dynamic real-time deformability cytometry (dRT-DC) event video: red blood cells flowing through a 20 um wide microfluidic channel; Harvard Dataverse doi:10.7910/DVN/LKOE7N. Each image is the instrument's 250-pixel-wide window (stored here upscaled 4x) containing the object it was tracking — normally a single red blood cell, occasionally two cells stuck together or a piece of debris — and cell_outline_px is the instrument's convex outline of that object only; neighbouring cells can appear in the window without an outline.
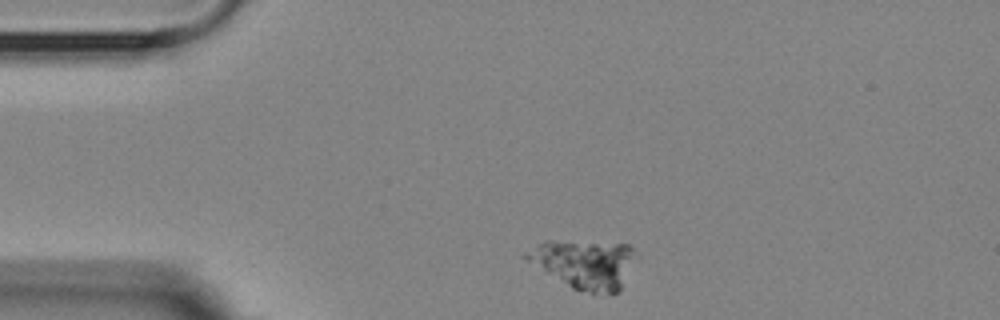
{"species": "Egyptian fruit bat (a non-hibernating species)", "species_latin": "Rousettus aegyptiacus", "temperature_condition": "room temperature", "stored_images_in_passage": 2, "camera_frame_rate_fps": 3000, "um_per_image_px": 0.085, "animal": {"sex": "female"}, "frame": {"image": 1, "passage_image": 1, "time_ms": 0.0, "image_size_px": [1000, 320], "cell_outline_px": [[632, 248], [620, 288], [616, 292], [592, 292], [572, 288], [520, 256], [524, 252], [548, 240], [552, 240], [628, 244]], "centroid_in_image_um": [49.53, 22.39], "position_along_channel_um": 35.5, "area_um2": 29.42}}